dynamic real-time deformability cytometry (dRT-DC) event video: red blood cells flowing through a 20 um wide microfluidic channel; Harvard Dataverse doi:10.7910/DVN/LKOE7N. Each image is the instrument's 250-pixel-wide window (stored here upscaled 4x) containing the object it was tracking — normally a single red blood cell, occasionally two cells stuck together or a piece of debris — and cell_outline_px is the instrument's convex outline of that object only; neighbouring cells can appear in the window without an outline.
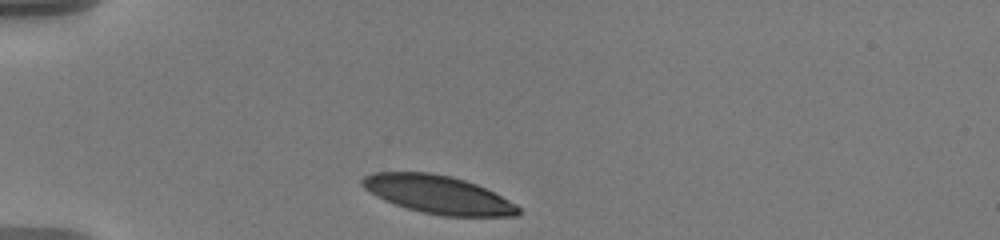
{"species": "human", "species_latin": "Homo sapiens", "temperature_condition": "warm", "stored_images_in_passage": 31, "camera_frame_rate_fps": 3000, "um_per_image_px": 0.085, "donor": {"sex": "male"}, "frame": {"image": 1, "passage_image": 1, "time_ms": 0.0, "image_size_px": [1000, 240], "cell_outline_px": [[520, 212], [516, 216], [444, 216], [424, 212], [408, 208], [384, 200], [376, 196], [364, 188], [360, 184], [360, 180], [364, 176], [372, 172], [428, 172], [452, 176], [476, 184], [516, 204], [520, 208]], "centroid_in_image_um": [37.2, 16.52], "position_along_channel_um": 47.8, "area_um2": 34.39}}
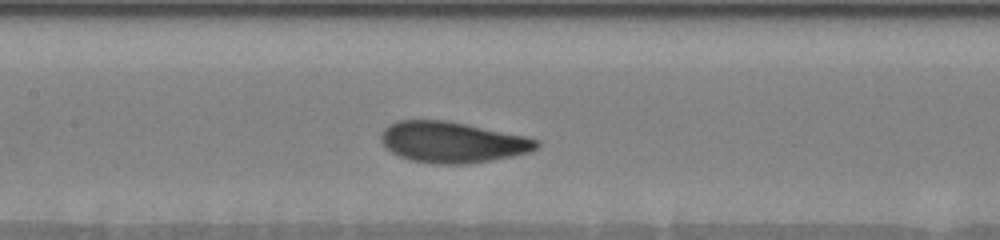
{"frame": {"image": 2, "passage_image": 13, "time_ms": 4.333, "image_size_px": [1000, 240], "cell_outline_px": [[540, 144], [536, 148], [528, 152], [512, 156], [492, 160], [468, 164], [432, 164], [412, 160], [400, 156], [392, 152], [380, 140], [380, 136], [384, 128], [388, 124], [396, 120], [444, 120], [524, 136], [540, 140]], "centroid_in_image_um": [38.42, 12.09], "position_along_channel_um": 169.0, "area_um2": 36.88}}
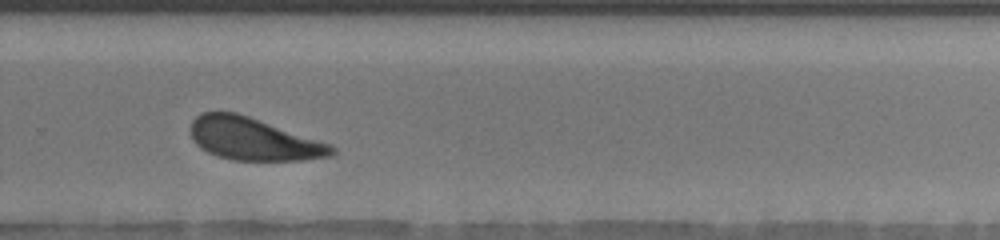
{"frame": {"image": 3, "passage_image": 22, "time_ms": 8.333, "image_size_px": [1000, 240], "cell_outline_px": [[336, 152], [332, 156], [304, 160], [232, 160], [216, 156], [200, 148], [192, 140], [188, 128], [192, 120], [200, 112], [236, 112], [332, 144], [336, 148]], "centroid_in_image_um": [21.52, 11.82], "position_along_channel_um": 308.3, "area_um2": 35.26}, "authors_computed_cell_mechanics": {"area_um2": 36.992, "velocity_mm_per_s": 3.4924, "shape_relaxation_time_tau1_ms": 2.52, "shape_relaxation_time_tau2_ms": 3.7885, "deformation_change_tau1": 0.1486, "deformation_change_tau2": 0.0957}}